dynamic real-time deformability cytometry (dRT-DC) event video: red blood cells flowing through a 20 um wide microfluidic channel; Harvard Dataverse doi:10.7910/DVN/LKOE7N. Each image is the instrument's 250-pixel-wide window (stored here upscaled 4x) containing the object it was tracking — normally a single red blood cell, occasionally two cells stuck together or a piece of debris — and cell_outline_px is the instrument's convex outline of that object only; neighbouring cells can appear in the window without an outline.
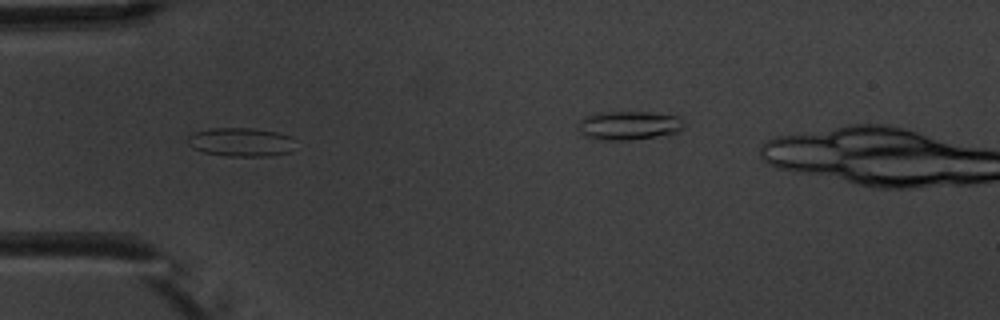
{"species": "common noctule bat (a hibernating species)", "species_latin": "Nyctalus noctula", "temperature_condition": "warm", "stored_images_in_passage": 5, "segment_of_instrument_passage": [1, 2], "camera_frame_rate_fps": 3000, "um_per_image_px": 0.085, "animal": {"sex": "male", "body_mass_g": 20.1, "forearm_length_mm": 53.5}, "frame": {"image": 1, "passage_image": 2, "time_ms": 2.333, "image_size_px": [1000, 320], "cell_outline_px": [[292, 152], [268, 156], [228, 156], [204, 152], [192, 148], [188, 144], [188, 136], [196, 132], [212, 128], [252, 128], [276, 132], [292, 136]], "centroid_in_image_um": [20.48, 12.08], "position_along_channel_um": 64.5, "area_um2": 17.92}}
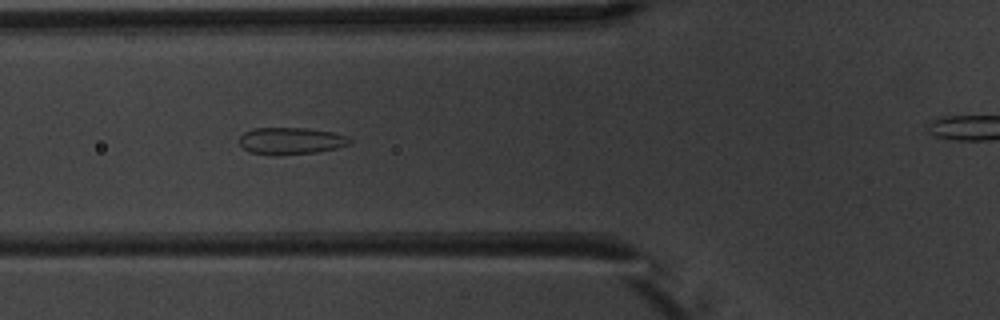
{"frame": {"image": 2, "passage_image": 3, "time_ms": 3.333, "image_size_px": [1000, 320], "cell_outline_px": [[352, 140], [348, 144], [336, 148], [316, 152], [280, 156], [248, 152], [240, 144], [240, 136], [244, 132], [252, 128], [304, 128], [332, 132], [348, 136]], "centroid_in_image_um": [24.7, 11.98], "position_along_channel_um": 101.1, "area_um2": 17.4}}
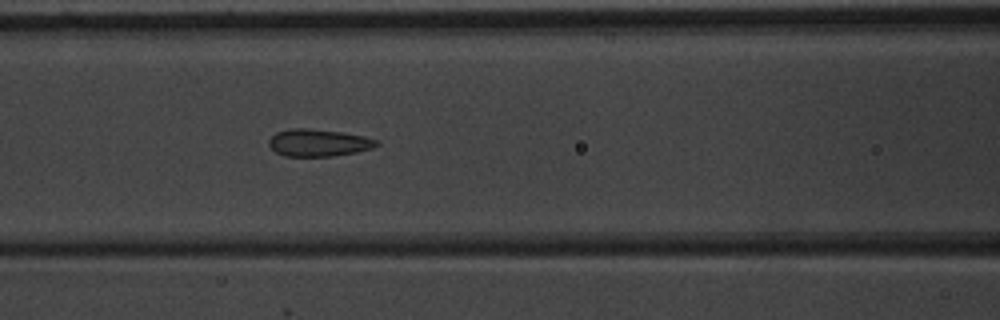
{"frame": {"image": 3, "passage_image": 4, "time_ms": 4.333, "image_size_px": [1000, 320], "cell_outline_px": [[380, 144], [372, 148], [356, 152], [332, 156], [284, 156], [276, 152], [268, 144], [268, 140], [276, 132], [292, 128], [308, 128], [340, 132], [364, 136], [376, 140]], "centroid_in_image_um": [27.05, 12.13], "position_along_channel_um": 139.6, "area_um2": 16.99}}